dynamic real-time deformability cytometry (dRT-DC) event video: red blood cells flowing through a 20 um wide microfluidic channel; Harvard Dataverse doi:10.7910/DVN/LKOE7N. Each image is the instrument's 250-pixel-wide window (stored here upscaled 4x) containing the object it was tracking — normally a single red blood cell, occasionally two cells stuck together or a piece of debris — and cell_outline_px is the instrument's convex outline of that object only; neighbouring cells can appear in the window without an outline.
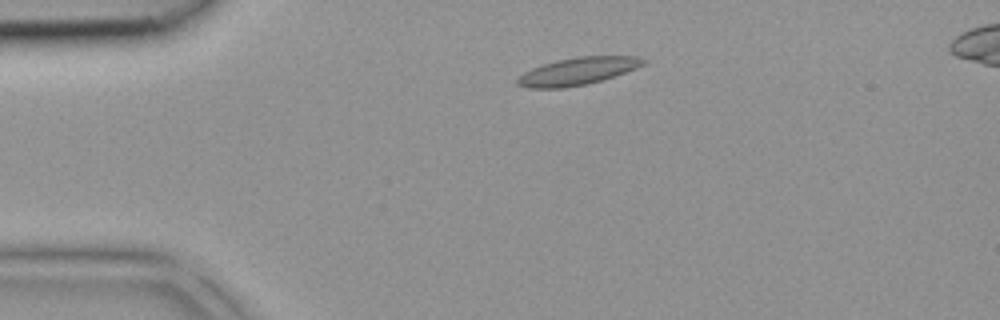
{"species": "common noctule bat (a hibernating species)", "species_latin": "Nyctalus noctula", "temperature_condition": "room temperature", "stored_images_in_passage": 40, "camera_frame_rate_fps": 3000, "um_per_image_px": 0.085, "animal": {"sex": "female", "body_mass_g": 18.4}, "frame": {"image": 1, "passage_image": 6, "time_ms": 1.667, "image_size_px": [1000, 320], "cell_outline_px": [[648, 60], [644, 64], [636, 68], [600, 80], [584, 84], [564, 88], [528, 88], [516, 84], [516, 80], [524, 72], [532, 68], [556, 60], [576, 56], [636, 56]], "centroid_in_image_um": [49.08, 6.04], "position_along_channel_um": 35.9, "area_um2": 19.88}}
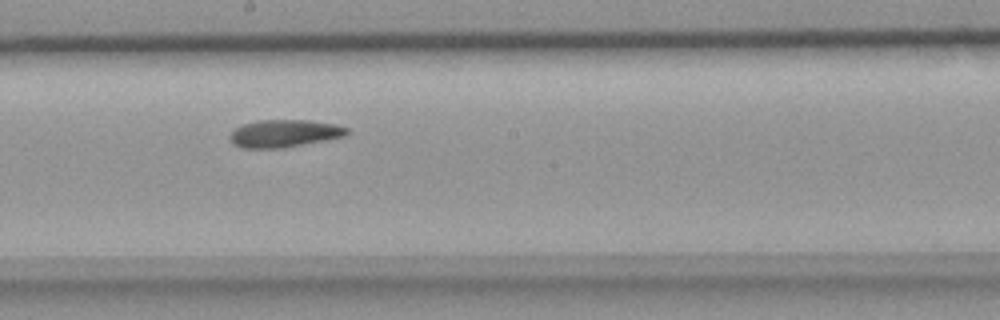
{"frame": {"image": 2, "passage_image": 20, "time_ms": 6.333, "image_size_px": [1000, 320], "cell_outline_px": [[352, 132], [348, 136], [328, 140], [284, 148], [244, 148], [232, 144], [228, 136], [236, 128], [244, 124], [256, 120], [308, 120], [336, 124], [348, 128]], "centroid_in_image_um": [24.23, 11.35], "position_along_channel_um": 224.0, "area_um2": 19.13}}
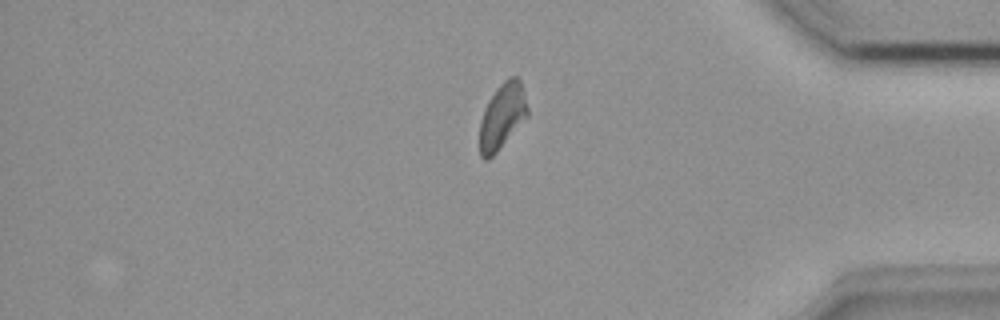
{"frame": {"image": 3, "passage_image": 32, "time_ms": 10.333, "image_size_px": [1000, 320], "cell_outline_px": [[528, 116], [496, 152], [488, 160], [484, 160], [480, 156], [480, 120], [484, 108], [488, 100], [496, 88], [508, 76], [516, 76], [520, 80], [524, 92], [528, 108]], "centroid_in_image_um": [42.68, 9.85], "position_along_channel_um": 392.5, "area_um2": 18.32}}